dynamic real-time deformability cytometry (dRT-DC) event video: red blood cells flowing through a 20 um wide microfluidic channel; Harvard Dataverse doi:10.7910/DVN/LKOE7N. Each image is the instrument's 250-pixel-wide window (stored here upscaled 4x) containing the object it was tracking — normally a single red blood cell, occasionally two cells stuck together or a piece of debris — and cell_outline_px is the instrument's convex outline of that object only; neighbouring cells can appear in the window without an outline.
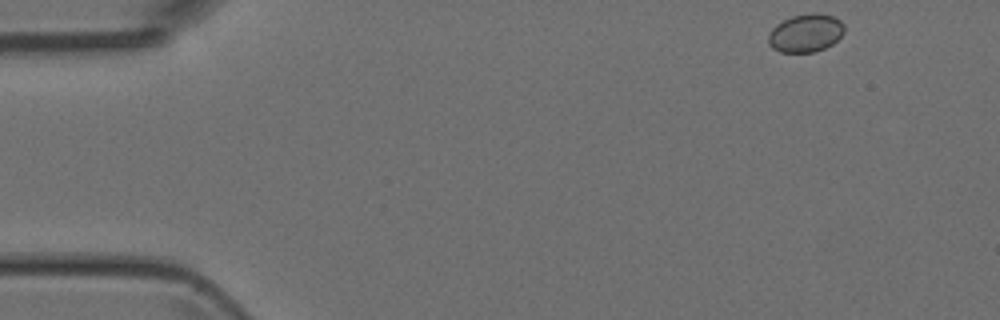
{"species": "Egyptian fruit bat (a non-hibernating species)", "species_latin": "Rousettus aegyptiacus", "temperature_condition": "room temperature", "stored_images_in_passage": 47, "camera_frame_rate_fps": 3000, "um_per_image_px": 0.085, "animal": {"sex": "female"}, "frame": {"image": 1, "passage_image": 1, "time_ms": 0.0, "image_size_px": [1000, 320], "cell_outline_px": [[844, 32], [832, 44], [824, 48], [812, 52], [780, 52], [772, 48], [768, 44], [768, 32], [776, 24], [792, 16], [812, 12], [816, 12], [832, 16], [840, 20], [844, 24]], "centroid_in_image_um": [68.46, 2.8], "position_along_channel_um": 16.5, "area_um2": 16.94}}
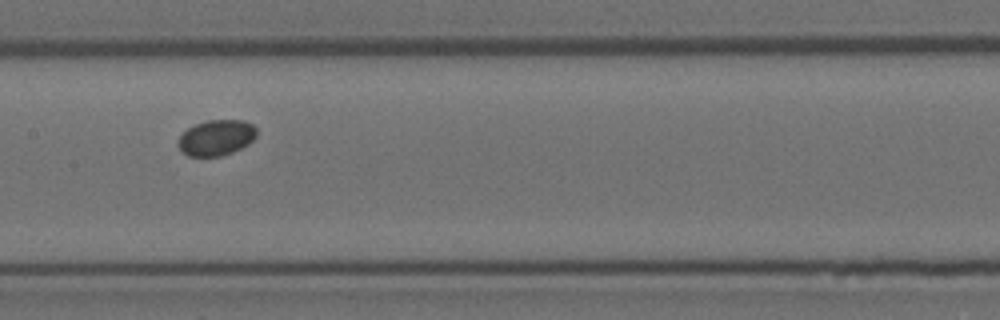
{"frame": {"image": 2, "passage_image": 21, "time_ms": 6.667, "image_size_px": [1000, 320], "cell_outline_px": [[256, 136], [248, 144], [232, 152], [220, 156], [188, 156], [176, 144], [180, 136], [188, 128], [196, 124], [208, 120], [244, 120], [252, 124], [256, 128]], "centroid_in_image_um": [18.39, 11.7], "position_along_channel_um": 189.0, "area_um2": 16.18}}
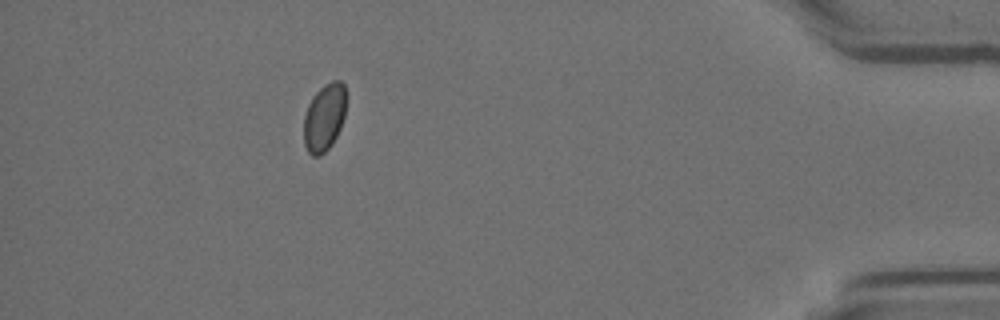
{"frame": {"image": 3, "passage_image": 41, "time_ms": 13.333, "image_size_px": [1000, 320], "cell_outline_px": [[344, 116], [340, 128], [332, 144], [320, 156], [312, 156], [308, 152], [304, 144], [304, 116], [308, 104], [312, 96], [324, 84], [332, 80], [340, 80], [344, 84]], "centroid_in_image_um": [27.54, 9.98], "position_along_channel_um": 407.7, "area_um2": 16.53}}